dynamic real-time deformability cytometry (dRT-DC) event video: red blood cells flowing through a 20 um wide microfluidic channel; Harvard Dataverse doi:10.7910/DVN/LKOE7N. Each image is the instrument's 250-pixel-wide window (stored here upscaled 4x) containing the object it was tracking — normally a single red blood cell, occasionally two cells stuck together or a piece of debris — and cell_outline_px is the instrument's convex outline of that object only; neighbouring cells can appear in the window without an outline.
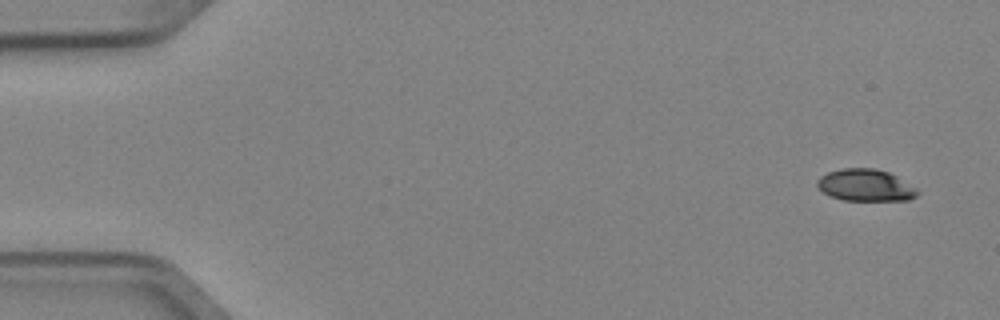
{"species": "Egyptian fruit bat (a non-hibernating species)", "species_latin": "Rousettus aegyptiacus", "temperature_condition": "cold", "stored_images_in_passage": 4, "camera_frame_rate_fps": 3000, "um_per_image_px": 0.085, "animal": {"sex": "female"}, "frame": {"image": 1, "passage_image": 1, "time_ms": 0.0, "image_size_px": [1000, 320], "cell_outline_px": [[920, 192], [916, 196], [908, 200], [844, 200], [828, 196], [816, 184], [816, 180], [820, 176], [828, 172], [844, 168], [876, 168], [888, 172], [896, 176], [916, 188]], "centroid_in_image_um": [73.55, 15.74], "position_along_channel_um": 11.4, "area_um2": 18.61}}
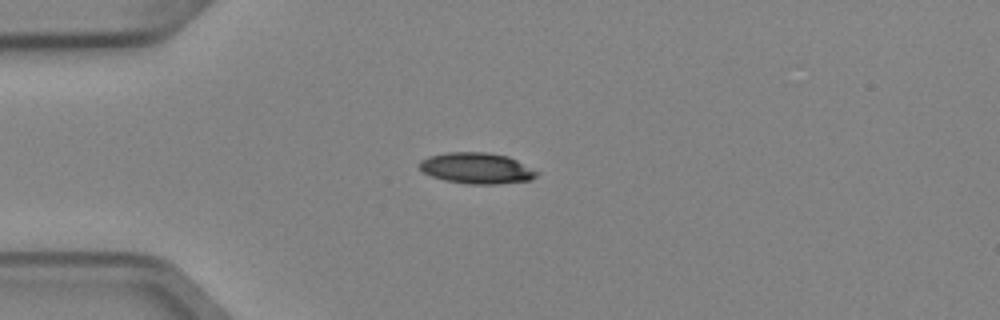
{"frame": {"image": 2, "passage_image": 4, "time_ms": 1.0, "image_size_px": [1000, 320], "cell_outline_px": [[540, 172], [532, 180], [500, 184], [468, 184], [444, 180], [432, 176], [424, 172], [416, 164], [420, 160], [428, 156], [444, 152], [488, 152], [508, 156]], "centroid_in_image_um": [40.5, 14.29], "position_along_channel_um": 44.5, "area_um2": 21.44}}